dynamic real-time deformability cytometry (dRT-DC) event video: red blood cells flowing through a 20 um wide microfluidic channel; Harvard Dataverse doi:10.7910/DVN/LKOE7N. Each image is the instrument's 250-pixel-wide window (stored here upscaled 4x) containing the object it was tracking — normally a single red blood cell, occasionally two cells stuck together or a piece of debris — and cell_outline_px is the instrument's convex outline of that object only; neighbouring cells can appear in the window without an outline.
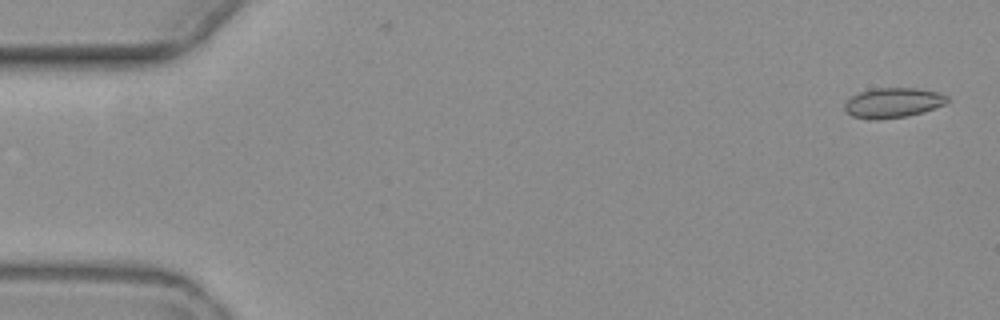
{"species": "common noctule bat (a hibernating species)", "species_latin": "Nyctalus noctula", "temperature_condition": "warm", "stored_images_in_passage": 5, "camera_frame_rate_fps": 3000, "um_per_image_px": 0.085, "animal": {"sex": "female", "body_mass_g": 19.3, "forearm_length_mm": 54.1}, "frame": {"image": 1, "passage_image": 1, "time_ms": 0.0, "image_size_px": [1000, 320], "cell_outline_px": [[948, 100], [944, 104], [908, 116], [876, 120], [868, 120], [852, 116], [844, 108], [844, 104], [852, 96], [860, 92], [872, 88], [916, 88], [936, 92], [948, 96]], "centroid_in_image_um": [75.86, 8.74], "position_along_channel_um": 9.1, "area_um2": 17.74}}
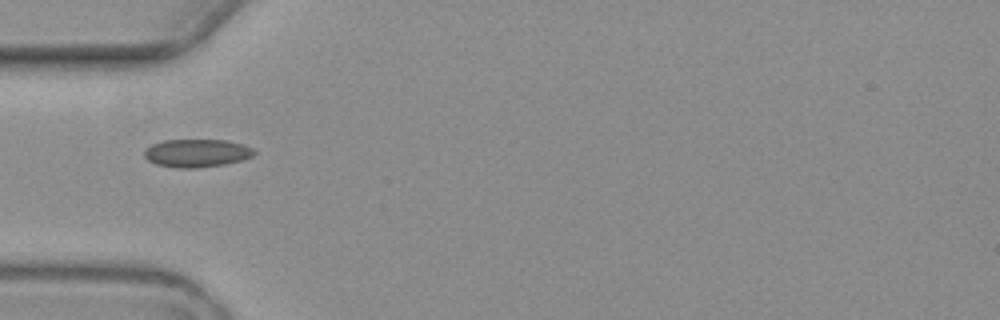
{"frame": {"image": 2, "passage_image": 5, "time_ms": 5.667, "image_size_px": [1000, 320], "cell_outline_px": [[256, 152], [252, 156], [240, 160], [224, 164], [192, 168], [176, 168], [156, 164], [148, 160], [144, 156], [144, 148], [152, 144], [164, 140], [224, 140], [244, 144], [252, 148]], "centroid_in_image_um": [16.69, 13.0], "position_along_channel_um": 68.3, "area_um2": 17.86}}